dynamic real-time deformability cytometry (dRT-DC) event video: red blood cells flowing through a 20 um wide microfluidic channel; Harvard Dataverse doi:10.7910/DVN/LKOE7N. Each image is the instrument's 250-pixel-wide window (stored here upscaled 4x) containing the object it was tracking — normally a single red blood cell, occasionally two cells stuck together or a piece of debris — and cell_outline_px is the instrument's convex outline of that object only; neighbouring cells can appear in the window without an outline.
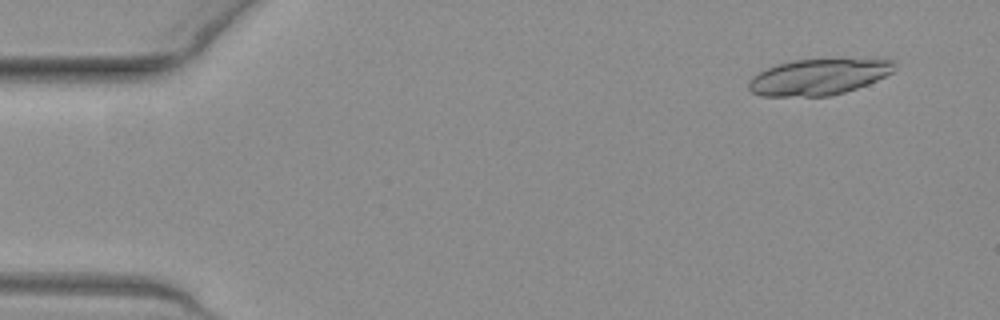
{"species": "common noctule bat (a hibernating species)", "species_latin": "Nyctalus noctula", "temperature_condition": "warm", "stored_images_in_passage": 17, "camera_frame_rate_fps": 3000, "um_per_image_px": 0.085, "animal": {"sex": "female", "body_mass_g": 19.3, "forearm_length_mm": 54.1}, "frame": {"image": 1, "passage_image": 3, "time_ms": 0.667, "image_size_px": [1000, 320], "cell_outline_px": [[896, 68], [892, 72], [868, 84], [844, 92], [828, 96], [760, 96], [752, 92], [748, 88], [748, 80], [752, 76], [776, 64], [792, 60], [896, 60]], "centroid_in_image_um": [69.53, 6.55], "position_along_channel_um": 15.5, "area_um2": 30.23}}